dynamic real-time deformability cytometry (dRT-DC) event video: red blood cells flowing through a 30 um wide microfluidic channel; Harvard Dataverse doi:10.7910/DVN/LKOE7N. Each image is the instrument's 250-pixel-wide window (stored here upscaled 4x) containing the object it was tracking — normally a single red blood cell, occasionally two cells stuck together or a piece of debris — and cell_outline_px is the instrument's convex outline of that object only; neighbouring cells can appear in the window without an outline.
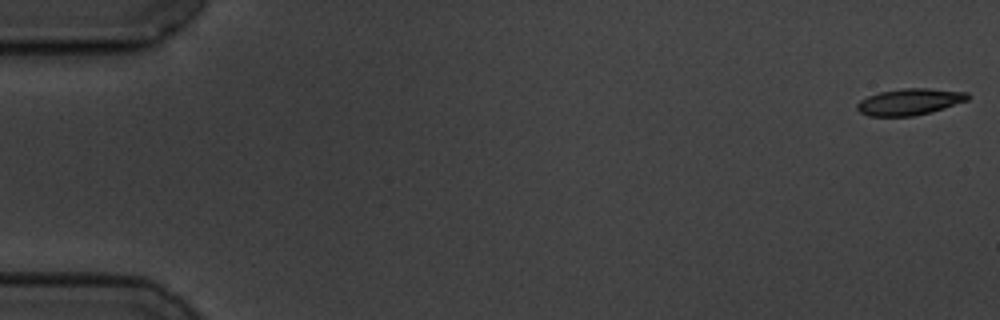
{"species": "common noctule bat (a hibernating species)", "species_latin": "Nyctalus noctula", "temperature_condition": "cold", "stored_images_in_passage": 58, "camera_frame_rate_fps": 3000, "um_per_image_px": 0.085, "animal": {"sex": "male", "body_mass_g": 19.5, "forearm_length_mm": 54.6}, "frame": {"image": 1, "passage_image": 1, "time_ms": 0.0, "image_size_px": [1000, 320], "cell_outline_px": [[968, 100], [932, 112], [912, 116], [868, 116], [860, 112], [856, 108], [856, 104], [860, 100], [868, 96], [880, 92], [904, 88], [928, 88], [968, 92]], "centroid_in_image_um": [77.3, 8.65], "position_along_channel_um": 7.7, "area_um2": 17.05}}
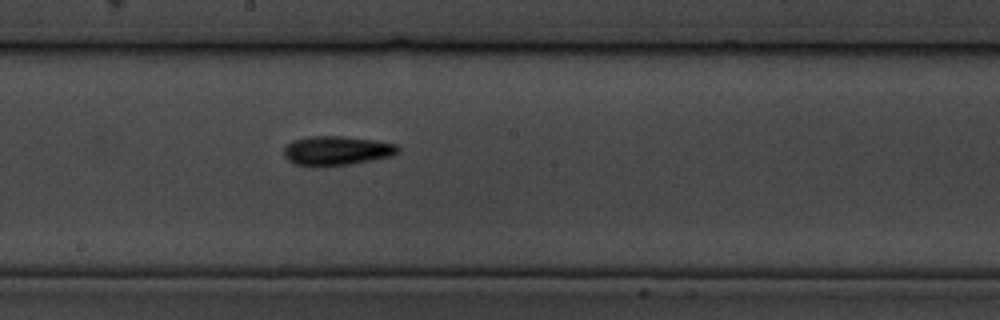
{"frame": {"image": 2, "passage_image": 32, "time_ms": 10.333, "image_size_px": [1000, 320], "cell_outline_px": [[400, 152], [392, 156], [372, 160], [348, 164], [312, 168], [292, 164], [284, 156], [284, 148], [292, 140], [308, 136], [344, 136], [376, 140], [396, 144], [400, 148]], "centroid_in_image_um": [28.59, 12.82], "position_along_channel_um": 219.6, "area_um2": 19.94}}
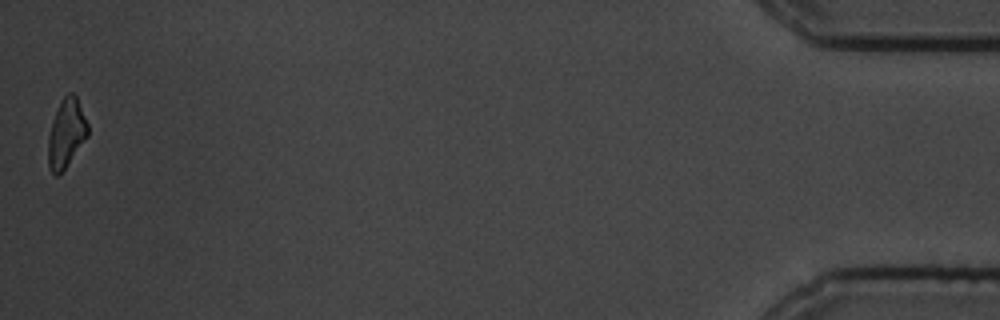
{"frame": {"image": 3, "passage_image": 58, "time_ms": 19.0, "image_size_px": [1000, 320], "cell_outline_px": [[88, 136], [64, 168], [56, 176], [48, 168], [48, 136], [52, 120], [60, 100], [68, 92], [72, 92], [76, 96], [88, 124]], "centroid_in_image_um": [5.62, 11.3], "position_along_channel_um": 429.6, "area_um2": 15.72}, "authors_computed_cell_mechanics": {"area_um2": 17.4267, "velocity_mm_per_s": 3.4624, "shape_relaxation_time_tau1_ms": 4.7752, "shape_relaxation_time_tau2_ms": null, "deformation_change_tau1": 0.1271, "deformation_change_tau2": null}}